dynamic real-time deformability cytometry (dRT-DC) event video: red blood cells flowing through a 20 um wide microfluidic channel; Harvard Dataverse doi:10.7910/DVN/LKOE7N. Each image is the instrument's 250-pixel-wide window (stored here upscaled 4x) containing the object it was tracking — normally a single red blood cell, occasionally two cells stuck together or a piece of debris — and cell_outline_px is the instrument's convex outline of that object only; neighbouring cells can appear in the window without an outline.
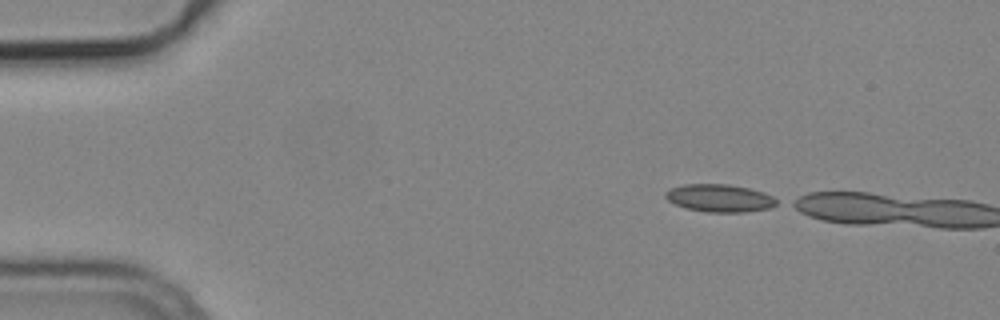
{"species": "common noctule bat (a hibernating species)", "species_latin": "Nyctalus noctula", "temperature_condition": "cold", "stored_images_in_passage": 7, "camera_frame_rate_fps": 3000, "um_per_image_px": 0.085, "animal": {"sex": "male", "body_mass_g": 19.2, "forearm_length_mm": 51.8}, "frame": {"image": 1, "passage_image": 1, "time_ms": 0.0, "image_size_px": [1000, 320], "cell_outline_px": [[780, 204], [772, 208], [744, 212], [708, 212], [688, 208], [676, 204], [668, 200], [664, 196], [664, 192], [672, 188], [684, 184], [728, 184], [748, 188], [764, 192], [780, 200]], "centroid_in_image_um": [61.24, 16.84], "position_along_channel_um": 23.8, "area_um2": 18.03}}